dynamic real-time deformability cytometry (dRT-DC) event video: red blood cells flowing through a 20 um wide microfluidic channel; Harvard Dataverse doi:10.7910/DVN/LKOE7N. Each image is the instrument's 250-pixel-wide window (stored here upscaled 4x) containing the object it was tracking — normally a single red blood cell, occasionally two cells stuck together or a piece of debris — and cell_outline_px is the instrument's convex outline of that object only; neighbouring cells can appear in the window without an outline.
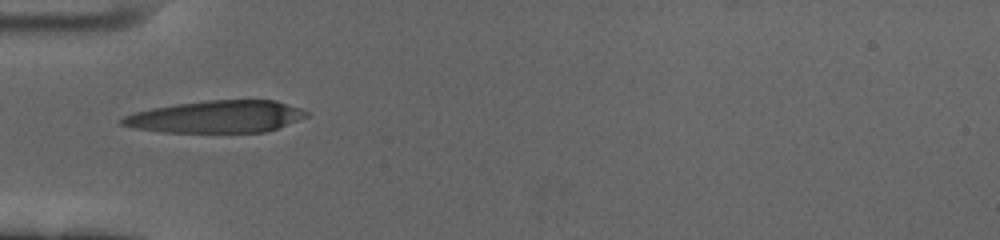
{"species": "human", "species_latin": "Homo sapiens", "temperature_condition": "cold", "stored_images_in_passage": 40, "camera_frame_rate_fps": 3000, "um_per_image_px": 0.085, "donor": {"sex": "female"}, "frame": {"image": 1, "passage_image": 1, "time_ms": 0.0, "image_size_px": [1000, 240], "cell_outline_px": [[312, 112], [308, 116], [276, 128], [264, 132], [164, 132], [136, 128], [120, 124], [120, 120], [124, 116], [132, 112], [152, 108], [176, 104], [208, 100], [276, 100]], "centroid_in_image_um": [18.4, 9.91], "position_along_channel_um": 66.6, "area_um2": 34.45}}
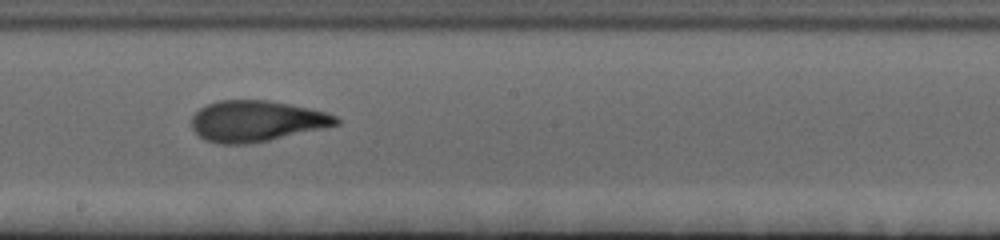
{"frame": {"image": 2, "passage_image": 15, "time_ms": 4.667, "image_size_px": [1000, 240], "cell_outline_px": [[340, 124], [324, 128], [268, 140], [248, 144], [216, 144], [204, 140], [192, 128], [192, 116], [200, 108], [208, 104], [220, 100], [268, 100], [308, 108], [324, 112], [336, 116], [340, 120]], "centroid_in_image_um": [21.77, 10.3], "position_along_channel_um": 226.4, "area_um2": 34.33}}
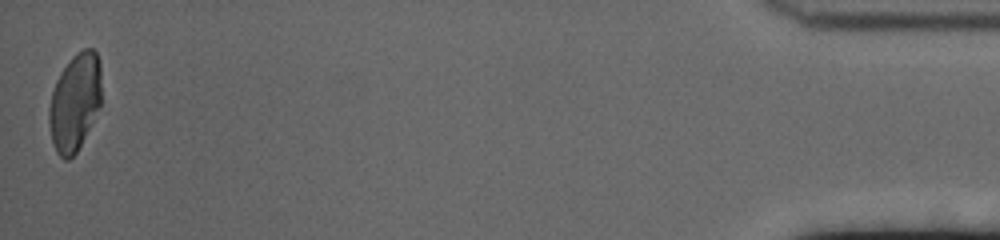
{"frame": {"image": 3, "passage_image": 40, "time_ms": 13.0, "image_size_px": [1000, 240], "cell_outline_px": [[100, 104], [76, 152], [68, 160], [64, 160], [56, 152], [52, 140], [48, 120], [48, 108], [52, 92], [56, 80], [60, 72], [68, 60], [76, 52], [84, 48], [92, 48], [96, 52], [100, 60]], "centroid_in_image_um": [6.33, 8.63], "position_along_channel_um": 428.9, "area_um2": 29.48}, "authors_computed_cell_mechanics": {"area_um2": 33.8708, "velocity_mm_per_s": 3.4583, "shape_relaxation_time_tau1_ms": 7.2033, "shape_relaxation_time_tau2_ms": 2.2243, "deformation_change_tau1": 0.2681, "deformation_change_tau2": 0.0916}}